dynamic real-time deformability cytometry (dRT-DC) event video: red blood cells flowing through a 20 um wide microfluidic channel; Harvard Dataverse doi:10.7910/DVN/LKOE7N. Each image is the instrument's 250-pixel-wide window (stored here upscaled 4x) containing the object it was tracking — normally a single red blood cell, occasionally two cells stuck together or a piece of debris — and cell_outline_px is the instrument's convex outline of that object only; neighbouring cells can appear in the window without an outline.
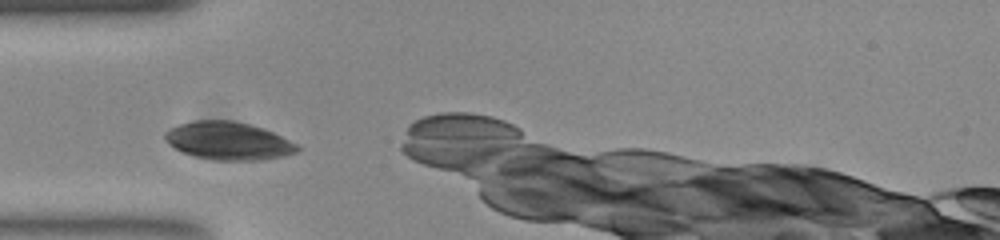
{"species": "common noctule bat (a hibernating species)", "species_latin": "Nyctalus noctula", "temperature_condition": "room temperature", "stored_images_in_passage": 23, "camera_frame_rate_fps": 3000, "um_per_image_px": 0.085, "animal": {"sex": "female", "body_mass_g": 23.0, "forearm_length_mm": 53.4}, "frame": {"image": 1, "passage_image": 4, "time_ms": 1.0, "image_size_px": [1000, 240], "cell_outline_px": [[300, 148], [296, 152], [284, 156], [260, 160], [212, 160], [192, 156], [168, 144], [164, 140], [164, 132], [168, 128], [180, 124], [196, 120], [232, 120], [264, 128], [296, 144]], "centroid_in_image_um": [19.36, 11.97], "position_along_channel_um": 65.6, "area_um2": 29.19}}
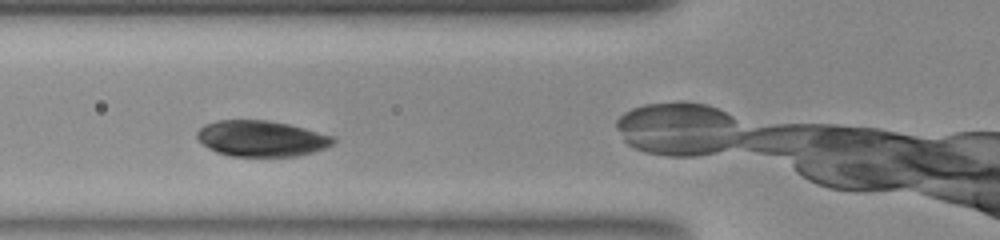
{"frame": {"image": 2, "passage_image": 7, "time_ms": 2.0, "image_size_px": [1000, 240], "cell_outline_px": [[336, 140], [332, 144], [324, 148], [312, 152], [296, 156], [232, 156], [216, 152], [208, 148], [196, 136], [196, 132], [204, 124], [216, 120], [268, 120], [288, 124], [304, 128], [332, 136]], "centroid_in_image_um": [22.18, 11.77], "position_along_channel_um": 103.6, "area_um2": 28.32}}